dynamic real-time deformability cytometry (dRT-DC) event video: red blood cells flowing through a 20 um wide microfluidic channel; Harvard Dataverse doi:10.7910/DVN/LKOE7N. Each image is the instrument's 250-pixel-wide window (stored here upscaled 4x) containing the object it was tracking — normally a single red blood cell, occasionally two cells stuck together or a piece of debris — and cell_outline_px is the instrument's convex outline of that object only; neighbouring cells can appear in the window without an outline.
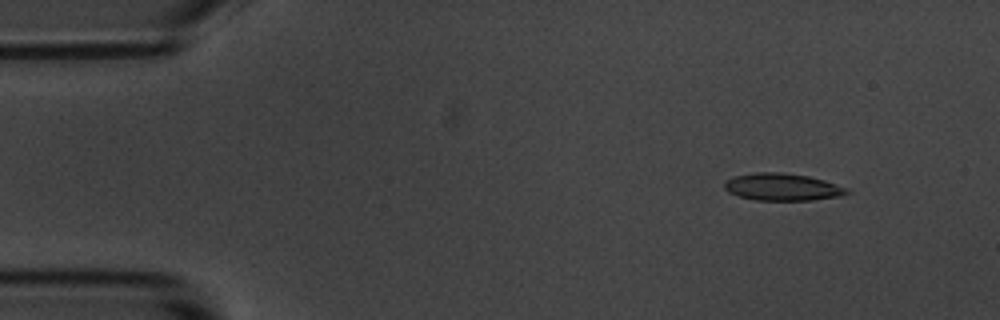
{"species": "common noctule bat (a hibernating species)", "species_latin": "Nyctalus noctula", "temperature_condition": "room temperature", "stored_images_in_passage": 9, "camera_frame_rate_fps": 3000, "um_per_image_px": 0.085, "animal": {"sex": "male", "body_mass_g": 20.1, "forearm_length_mm": 53.5}, "frame": {"image": 1, "passage_image": 1, "time_ms": 0.0, "image_size_px": [1000, 320], "cell_outline_px": [[852, 192], [840, 196], [812, 200], [756, 200], [740, 196], [728, 192], [724, 188], [724, 180], [732, 176], [756, 172], [780, 172], [808, 176], [824, 180], [848, 188]], "centroid_in_image_um": [66.49, 15.89], "position_along_channel_um": 18.5, "area_um2": 19.54}}
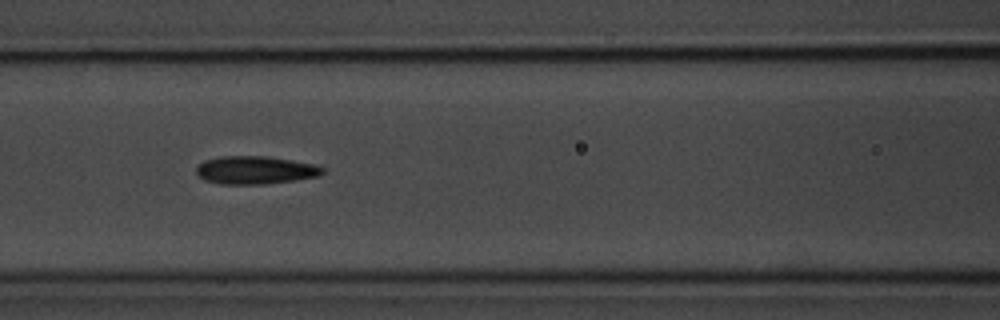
{"frame": {"image": 2, "passage_image": 6, "time_ms": 6.0, "image_size_px": [1000, 320], "cell_outline_px": [[324, 172], [320, 176], [296, 180], [264, 184], [220, 184], [204, 180], [196, 172], [196, 168], [204, 160], [220, 156], [264, 156], [292, 160], [316, 164], [324, 168]], "centroid_in_image_um": [21.72, 14.46], "position_along_channel_um": 144.9, "area_um2": 20.69}}
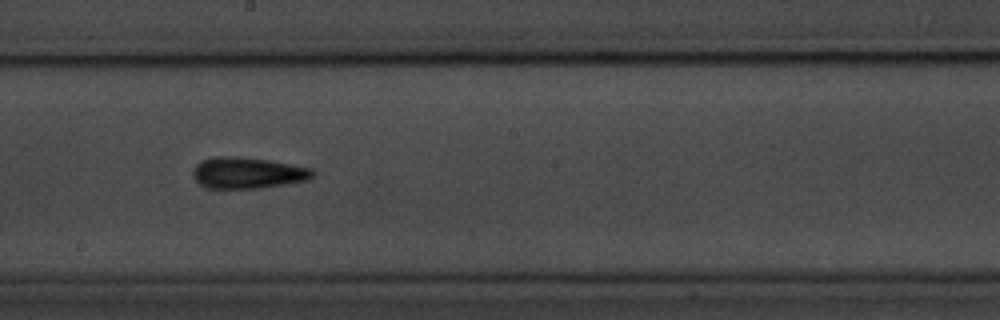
{"frame": {"image": 3, "passage_image": 8, "time_ms": 8.333, "image_size_px": [1000, 320], "cell_outline_px": [[316, 172], [312, 176], [304, 180], [284, 184], [260, 188], [208, 188], [200, 184], [196, 180], [192, 172], [196, 164], [204, 160], [216, 156], [232, 156], [268, 160], [312, 168]], "centroid_in_image_um": [21.03, 14.69], "position_along_channel_um": 227.2, "area_um2": 21.5}}